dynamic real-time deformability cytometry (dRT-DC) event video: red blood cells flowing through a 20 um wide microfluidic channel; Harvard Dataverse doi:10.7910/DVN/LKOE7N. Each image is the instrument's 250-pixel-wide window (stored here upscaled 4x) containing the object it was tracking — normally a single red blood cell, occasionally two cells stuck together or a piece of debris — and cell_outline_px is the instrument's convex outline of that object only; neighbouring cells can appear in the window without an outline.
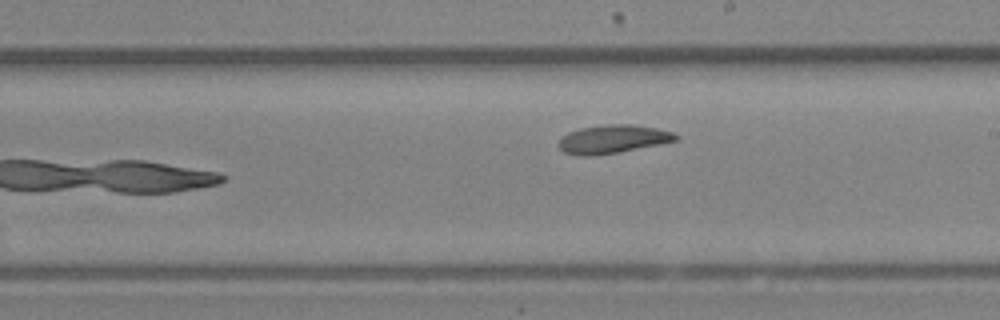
{"species": "Egyptian fruit bat (a non-hibernating species)", "species_latin": "Rousettus aegyptiacus", "temperature_condition": "room temperature", "stored_images_in_passage": 14, "camera_frame_rate_fps": 3000, "um_per_image_px": 0.085, "animal": {"sex": "female"}, "frame": {"image": 1, "passage_image": 14, "time_ms": 4.333, "image_size_px": [1000, 320], "cell_outline_px": [[680, 136], [676, 140], [616, 152], [592, 156], [576, 156], [564, 152], [560, 148], [560, 140], [568, 132], [580, 128], [608, 124], [636, 124], [656, 128], [672, 132]], "centroid_in_image_um": [52.07, 11.81], "position_along_channel_um": 236.9, "area_um2": 19.02}}